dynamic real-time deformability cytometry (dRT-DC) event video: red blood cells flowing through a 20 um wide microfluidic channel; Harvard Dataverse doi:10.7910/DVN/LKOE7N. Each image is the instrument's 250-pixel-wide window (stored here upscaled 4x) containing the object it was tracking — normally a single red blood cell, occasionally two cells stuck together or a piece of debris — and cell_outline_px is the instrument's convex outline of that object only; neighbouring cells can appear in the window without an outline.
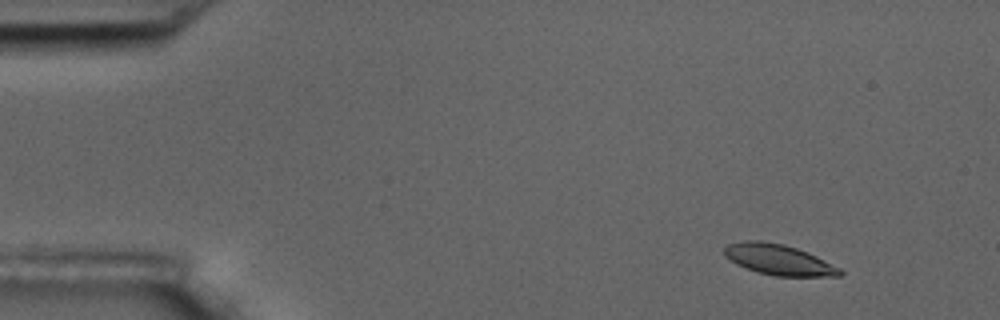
{"species": "common noctule bat (a hibernating species)", "species_latin": "Nyctalus noctula", "temperature_condition": "room temperature", "stored_images_in_passage": 6, "camera_frame_rate_fps": 3000, "um_per_image_px": 0.085, "animal": {"sex": "male", "body_mass_g": 17.5, "forearm_length_mm": 52.3}, "frame": {"image": 1, "passage_image": 2, "time_ms": 1.333, "image_size_px": [1000, 320], "cell_outline_px": [[844, 272], [840, 276], [776, 276], [756, 272], [736, 264], [724, 256], [724, 248], [728, 244], [744, 240], [760, 240], [784, 244], [808, 252], [840, 268]], "centroid_in_image_um": [66.16, 22.07], "position_along_channel_um": 18.8, "area_um2": 20.69}}
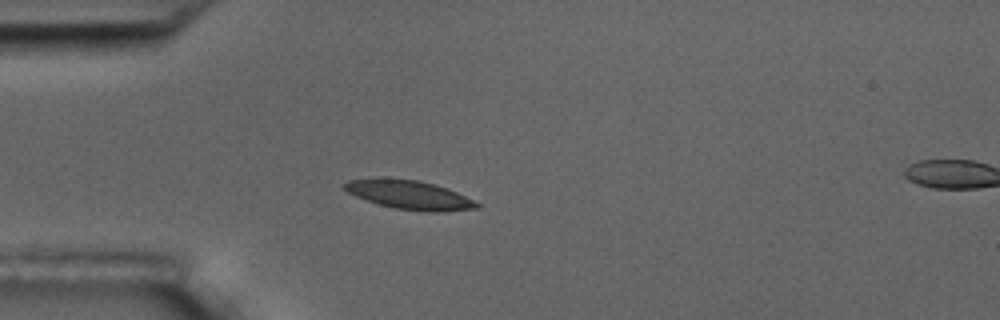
{"frame": {"image": 2, "passage_image": 5, "time_ms": 4.667, "image_size_px": [1000, 320], "cell_outline_px": [[480, 208], [444, 212], [428, 212], [396, 208], [380, 204], [356, 196], [348, 192], [340, 184], [348, 180], [376, 176], [416, 180], [436, 184], [448, 188], [480, 204]], "centroid_in_image_um": [34.76, 16.53], "position_along_channel_um": 50.2, "area_um2": 22.54}}